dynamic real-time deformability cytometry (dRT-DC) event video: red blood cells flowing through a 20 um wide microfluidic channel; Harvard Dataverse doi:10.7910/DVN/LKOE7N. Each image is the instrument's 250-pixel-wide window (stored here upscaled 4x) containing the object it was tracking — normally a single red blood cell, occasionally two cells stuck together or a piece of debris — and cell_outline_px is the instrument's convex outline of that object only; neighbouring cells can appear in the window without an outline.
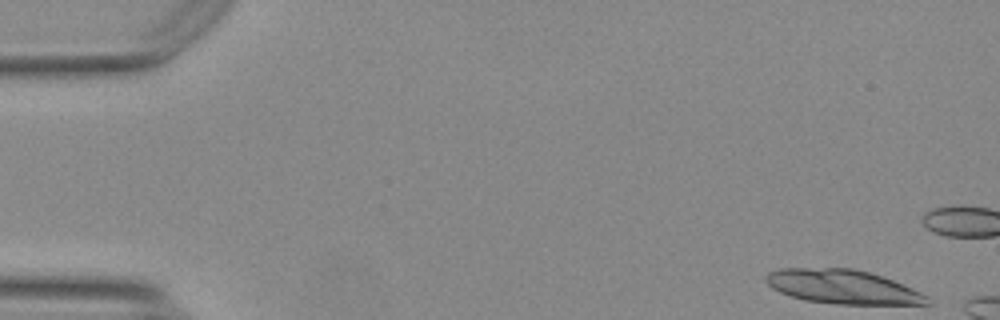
{"species": "Egyptian fruit bat (a non-hibernating species)", "species_latin": "Rousettus aegyptiacus", "temperature_condition": "warm", "stored_images_in_passage": 12, "camera_frame_rate_fps": 3000, "um_per_image_px": 0.085, "animal": {"sex": "female"}, "frame": {"image": 1, "passage_image": 1, "time_ms": 0.0, "image_size_px": [1000, 320], "cell_outline_px": [[932, 304], [836, 304], [804, 300], [780, 292], [772, 288], [764, 280], [764, 276], [768, 272], [780, 268], [852, 268], [868, 272], [892, 280], [920, 292], [928, 296]], "centroid_in_image_um": [71.59, 24.38], "position_along_channel_um": 13.4, "area_um2": 31.85}}